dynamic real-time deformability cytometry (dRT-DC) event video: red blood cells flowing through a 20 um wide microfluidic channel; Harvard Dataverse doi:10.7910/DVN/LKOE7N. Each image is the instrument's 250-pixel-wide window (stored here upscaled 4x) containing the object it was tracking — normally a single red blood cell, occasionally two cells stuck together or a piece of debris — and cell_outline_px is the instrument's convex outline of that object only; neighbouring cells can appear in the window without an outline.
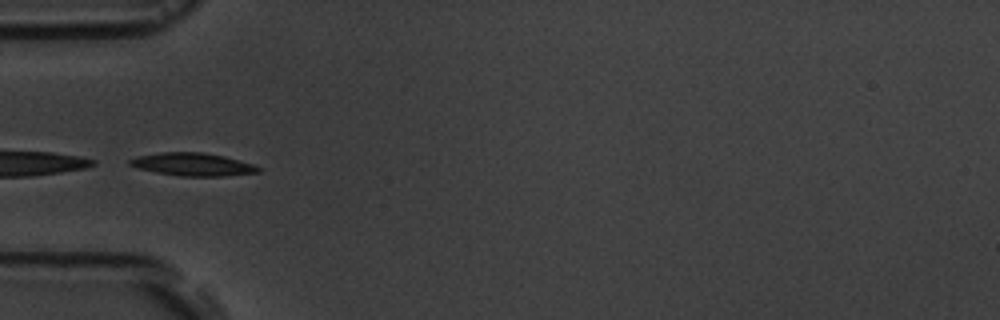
{"species": "common noctule bat (a hibernating species)", "species_latin": "Nyctalus noctula", "temperature_condition": "room temperature", "stored_images_in_passage": 5, "segment_of_instrument_passage": [2, 2], "camera_frame_rate_fps": 3000, "um_per_image_px": 0.085, "animal": {"sex": "male", "body_mass_g": 19.5, "forearm_length_mm": 54.6}, "frame": {"image": 1, "passage_image": 4, "time_ms": 5.333, "image_size_px": [1000, 320], "cell_outline_px": [[260, 172], [224, 176], [180, 176], [156, 172], [140, 168], [128, 164], [128, 160], [140, 156], [160, 152], [204, 152], [224, 156], [252, 164], [260, 168]], "centroid_in_image_um": [16.39, 13.97], "position_along_channel_um": 68.6, "area_um2": 16.94}}
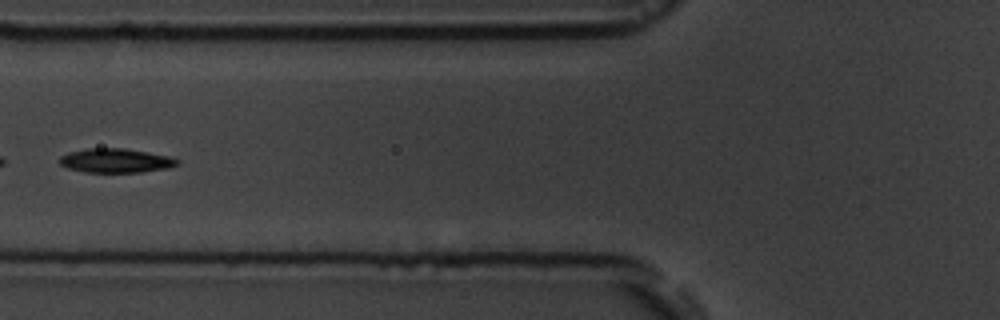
{"frame": {"image": 2, "passage_image": 5, "time_ms": 6.667, "image_size_px": [1000, 320], "cell_outline_px": [[180, 164], [168, 168], [140, 172], [84, 172], [68, 168], [60, 164], [60, 156], [68, 152], [88, 148], [124, 148], [168, 156], [180, 160]], "centroid_in_image_um": [9.84, 13.65], "position_along_channel_um": 116.0, "area_um2": 16.53}}